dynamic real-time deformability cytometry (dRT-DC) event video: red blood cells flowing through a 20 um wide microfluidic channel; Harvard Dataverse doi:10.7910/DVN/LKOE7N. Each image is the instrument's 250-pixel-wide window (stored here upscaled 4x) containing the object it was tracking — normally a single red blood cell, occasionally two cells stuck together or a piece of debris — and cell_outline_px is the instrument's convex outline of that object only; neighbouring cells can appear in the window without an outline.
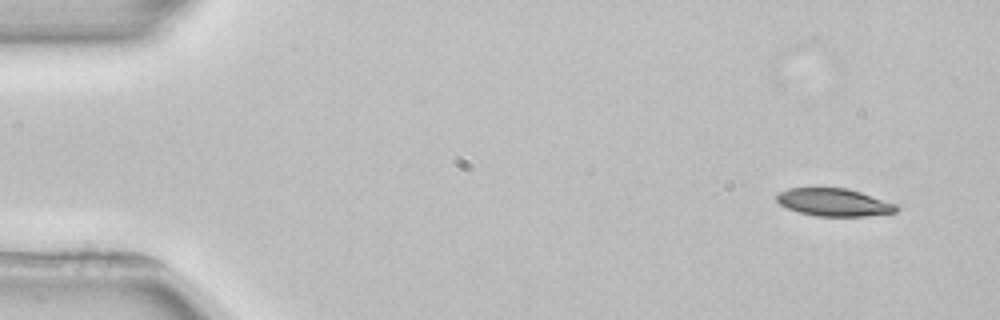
{"species": "common noctule bat (a hibernating species)", "species_latin": "Nyctalus noctula", "temperature_condition": "room temperature", "stored_images_in_passage": 5, "camera_frame_rate_fps": 3000, "um_per_image_px": 0.085, "animal": {"sex": "female", "body_mass_g": 22.7, "forearm_length_mm": 54.2}, "frame": {"image": 1, "passage_image": 1, "time_ms": 0.0, "image_size_px": [1000, 320], "cell_outline_px": [[900, 208], [896, 212], [864, 216], [816, 216], [800, 212], [788, 208], [780, 204], [776, 200], [776, 196], [780, 192], [788, 188], [848, 188], [896, 204]], "centroid_in_image_um": [70.89, 17.2], "position_along_channel_um": 14.1, "area_um2": 19.13}}